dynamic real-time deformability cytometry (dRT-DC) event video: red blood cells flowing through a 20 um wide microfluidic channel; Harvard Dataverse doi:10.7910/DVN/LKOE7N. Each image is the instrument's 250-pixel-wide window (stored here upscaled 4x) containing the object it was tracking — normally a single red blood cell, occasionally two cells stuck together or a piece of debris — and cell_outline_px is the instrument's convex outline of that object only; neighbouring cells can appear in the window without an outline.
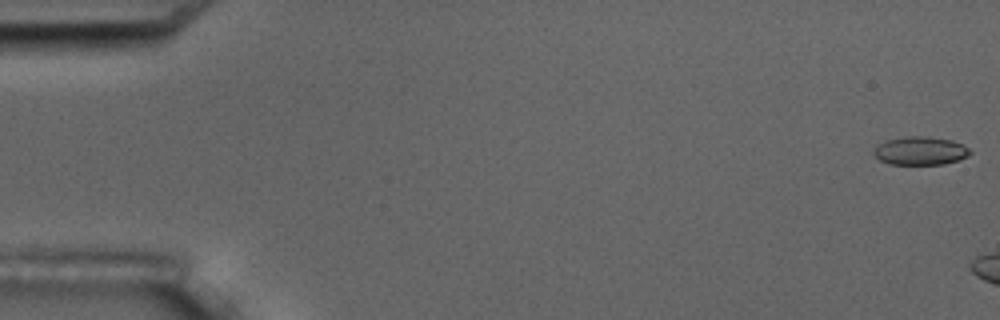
{"species": "common noctule bat (a hibernating species)", "species_latin": "Nyctalus noctula", "temperature_condition": "room temperature", "stored_images_in_passage": 3, "camera_frame_rate_fps": 3000, "um_per_image_px": 0.085, "animal": {"sex": "male", "body_mass_g": 17.5, "forearm_length_mm": 52.3}, "frame": {"image": 1, "passage_image": 1, "time_ms": 0.0, "image_size_px": [1000, 320], "cell_outline_px": [[972, 152], [968, 156], [960, 160], [944, 164], [888, 164], [880, 160], [872, 152], [876, 144], [888, 140], [904, 136], [928, 136], [952, 140], [964, 144]], "centroid_in_image_um": [78.24, 12.81], "position_along_channel_um": 6.8, "area_um2": 16.13}}